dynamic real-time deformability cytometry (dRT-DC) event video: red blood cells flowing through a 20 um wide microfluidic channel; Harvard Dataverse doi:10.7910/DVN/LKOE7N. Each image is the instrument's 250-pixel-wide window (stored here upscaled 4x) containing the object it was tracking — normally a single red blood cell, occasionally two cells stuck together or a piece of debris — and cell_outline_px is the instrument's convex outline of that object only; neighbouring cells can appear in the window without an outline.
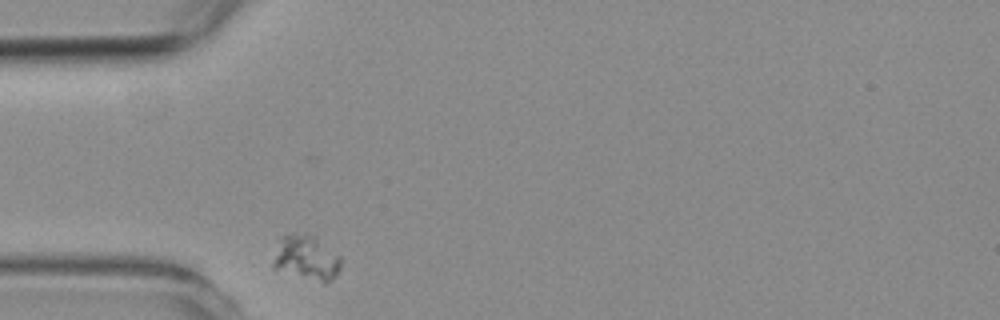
{"species": "common noctule bat (a hibernating species)", "species_latin": "Nyctalus noctula", "temperature_condition": "room temperature", "stored_images_in_passage": 32, "camera_frame_rate_fps": 3000, "um_per_image_px": 0.085, "animal": {"sex": "female", "body_mass_g": 19.3, "forearm_length_mm": 54.1}, "frame": {"image": 1, "passage_image": 1, "time_ms": 0.0, "image_size_px": [1000, 320], "cell_outline_px": [[340, 268], [324, 284], [272, 268], [272, 264], [280, 240], [284, 236], [292, 232], [308, 232], [316, 236], [340, 256]], "centroid_in_image_um": [26.03, 21.88], "position_along_channel_um": 59.0, "area_um2": 17.63}}
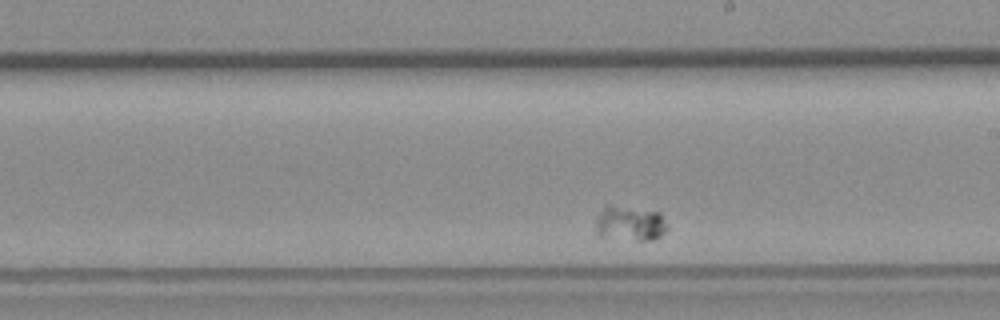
{"frame": {"image": 2, "passage_image": 19, "time_ms": 6.0, "image_size_px": [1000, 320], "cell_outline_px": [[668, 228], [660, 236], [652, 240], [636, 240], [600, 236], [596, 232], [596, 224], [600, 212], [604, 204], [608, 204], [660, 212], [668, 224]], "centroid_in_image_um": [53.57, 18.98], "position_along_channel_um": 235.4, "area_um2": 14.62}}
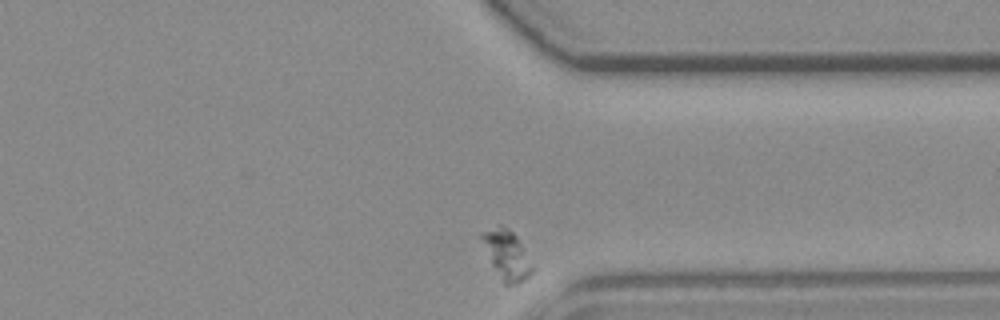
{"frame": {"image": 3, "passage_image": 32, "time_ms": 10.333, "image_size_px": [1000, 320], "cell_outline_px": [[532, 272], [524, 280], [516, 284], [504, 284], [492, 264], [480, 236], [484, 232], [500, 224], [508, 228], [516, 236], [532, 268]], "centroid_in_image_um": [43.05, 21.66], "position_along_channel_um": 368.4, "area_um2": 13.58}}